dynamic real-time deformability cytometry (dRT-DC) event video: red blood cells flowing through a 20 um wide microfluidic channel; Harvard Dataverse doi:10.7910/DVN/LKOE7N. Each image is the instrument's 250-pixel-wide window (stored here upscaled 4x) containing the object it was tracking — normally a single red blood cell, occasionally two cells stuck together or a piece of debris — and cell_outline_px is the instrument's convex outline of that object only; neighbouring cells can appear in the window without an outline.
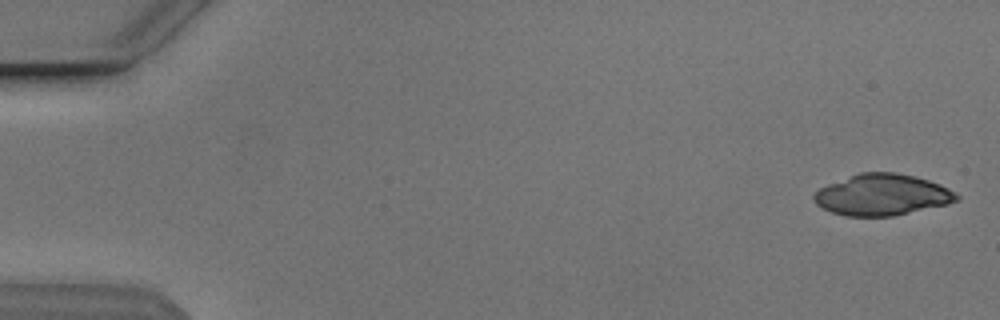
{"species": "Egyptian fruit bat (a non-hibernating species)", "species_latin": "Rousettus aegyptiacus", "temperature_condition": "cold", "stored_images_in_passage": 20, "camera_frame_rate_fps": 3000, "um_per_image_px": 0.085, "animal": {"sex": "male"}, "frame": {"image": 1, "passage_image": 1, "time_ms": 0.0, "image_size_px": [1000, 320], "cell_outline_px": [[960, 200], [948, 204], [892, 216], [844, 216], [832, 212], [816, 204], [812, 196], [820, 188], [828, 184], [860, 172], [896, 172], [928, 180], [940, 184], [956, 192], [960, 196]], "centroid_in_image_um": [75.0, 16.56], "position_along_channel_um": 10.0, "area_um2": 34.22}}